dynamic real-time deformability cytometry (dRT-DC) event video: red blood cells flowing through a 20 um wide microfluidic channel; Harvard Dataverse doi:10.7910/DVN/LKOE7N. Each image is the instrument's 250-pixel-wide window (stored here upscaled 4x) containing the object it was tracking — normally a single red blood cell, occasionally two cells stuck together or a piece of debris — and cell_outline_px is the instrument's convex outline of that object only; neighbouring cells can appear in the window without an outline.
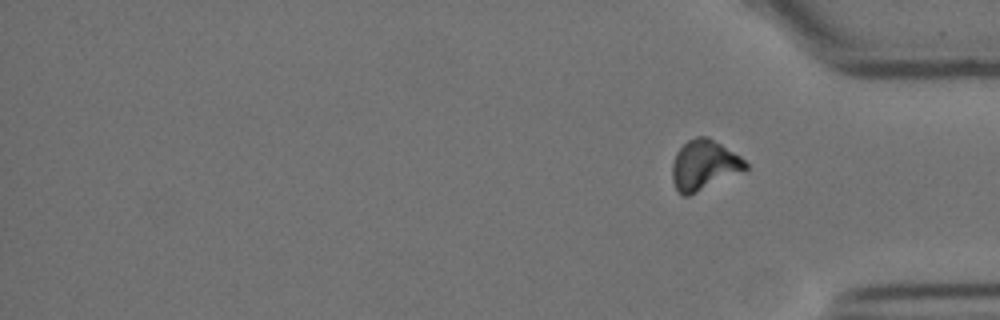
{"species": "Egyptian fruit bat (a non-hibernating species)", "species_latin": "Rousettus aegyptiacus", "temperature_condition": "cold", "stored_images_in_passage": 16, "segment_of_instrument_passage": [2, 2], "camera_frame_rate_fps": 3000, "um_per_image_px": 0.085, "animal": {"sex": "female"}, "frame": {"image": 1, "passage_image": 16, "time_ms": 19.667, "image_size_px": [1000, 320], "cell_outline_px": [[748, 168], [688, 196], [684, 196], [676, 188], [672, 180], [672, 164], [676, 152], [688, 140], [696, 136], [708, 136], [740, 156], [748, 164]], "centroid_in_image_um": [59.82, 14.01], "position_along_channel_um": 375.4, "area_um2": 20.98}}